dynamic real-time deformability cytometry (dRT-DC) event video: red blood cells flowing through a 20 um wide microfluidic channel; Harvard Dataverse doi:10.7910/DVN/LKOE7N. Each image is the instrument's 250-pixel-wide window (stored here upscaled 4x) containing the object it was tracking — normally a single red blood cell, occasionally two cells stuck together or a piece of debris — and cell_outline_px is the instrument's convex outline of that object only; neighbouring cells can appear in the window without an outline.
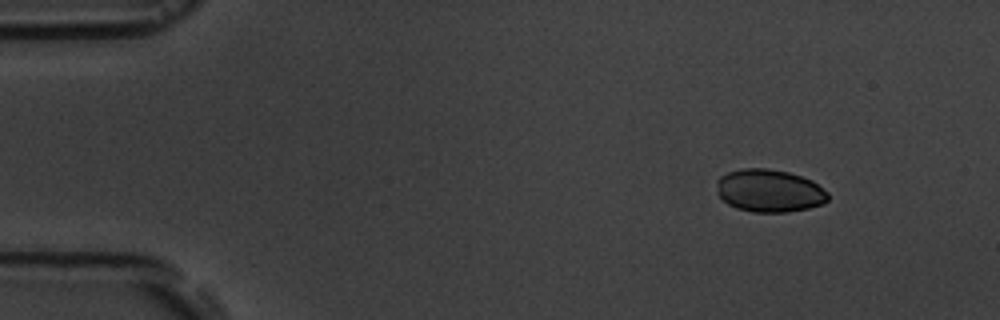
{"species": "common noctule bat (a hibernating species)", "species_latin": "Nyctalus noctula", "temperature_condition": "room temperature", "stored_images_in_passage": 5, "camera_frame_rate_fps": 3000, "um_per_image_px": 0.085, "animal": {"sex": "male", "body_mass_g": 19.5, "forearm_length_mm": 54.6}, "frame": {"image": 1, "passage_image": 1, "time_ms": 0.0, "image_size_px": [1000, 320], "cell_outline_px": [[828, 200], [824, 204], [808, 208], [788, 212], [752, 212], [736, 208], [728, 204], [716, 192], [716, 180], [720, 176], [728, 172], [744, 168], [768, 168], [788, 172], [812, 180], [828, 192]], "centroid_in_image_um": [65.39, 16.21], "position_along_channel_um": 19.6, "area_um2": 27.92}}
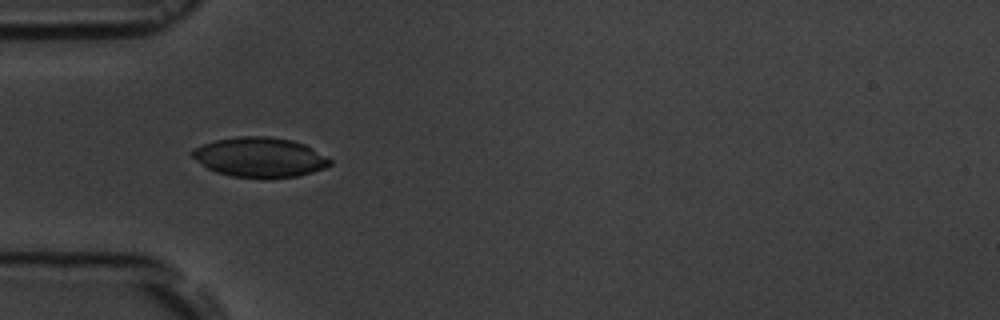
{"frame": {"image": 2, "passage_image": 4, "time_ms": 3.667, "image_size_px": [1000, 320], "cell_outline_px": [[332, 164], [324, 168], [312, 172], [296, 176], [232, 176], [216, 172], [208, 168], [196, 160], [192, 156], [192, 148], [216, 140], [240, 136], [268, 136], [292, 140], [304, 144], [312, 148], [332, 160]], "centroid_in_image_um": [22.08, 13.34], "position_along_channel_um": 62.9, "area_um2": 31.21}}
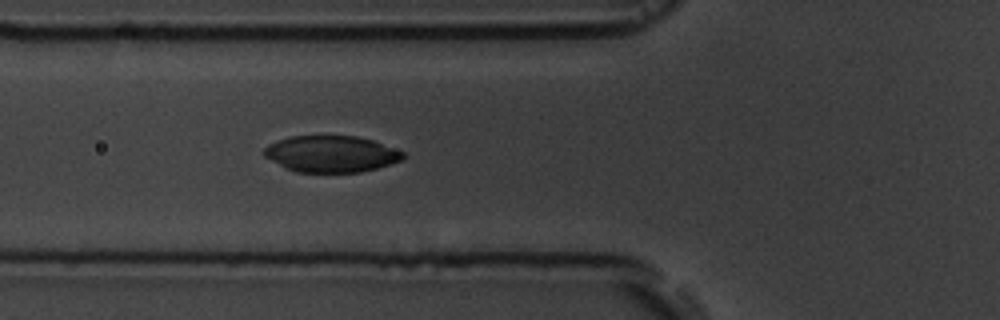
{"frame": {"image": 3, "passage_image": 5, "time_ms": 4.667, "image_size_px": [1000, 320], "cell_outline_px": [[404, 160], [376, 168], [360, 172], [296, 172], [284, 168], [264, 156], [264, 148], [268, 144], [292, 136], [356, 136], [372, 140], [404, 152]], "centroid_in_image_um": [28.14, 13.09], "position_along_channel_um": 97.7, "area_um2": 29.42}}